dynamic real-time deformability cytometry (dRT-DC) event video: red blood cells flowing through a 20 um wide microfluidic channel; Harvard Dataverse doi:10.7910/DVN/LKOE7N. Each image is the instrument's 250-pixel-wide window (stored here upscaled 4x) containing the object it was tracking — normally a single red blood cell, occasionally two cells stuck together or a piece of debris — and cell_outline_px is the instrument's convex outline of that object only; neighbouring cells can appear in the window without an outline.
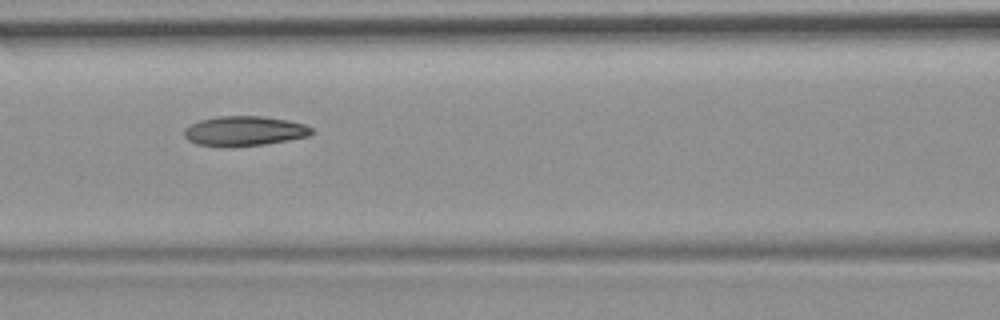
{"species": "common noctule bat (a hibernating species)", "species_latin": "Nyctalus noctula", "temperature_condition": "room temperature", "stored_images_in_passage": 15, "camera_frame_rate_fps": 3000, "um_per_image_px": 0.085, "animal": {"sex": "female", "body_mass_g": 19.9}, "frame": {"image": 1, "passage_image": 7, "time_ms": 2.0, "image_size_px": [1000, 320], "cell_outline_px": [[312, 132], [308, 136], [288, 140], [264, 144], [196, 144], [188, 140], [184, 136], [184, 128], [200, 120], [216, 116], [260, 116], [288, 120], [304, 124], [312, 128]], "centroid_in_image_um": [20.78, 11.09], "position_along_channel_um": 145.8, "area_um2": 21.27}}